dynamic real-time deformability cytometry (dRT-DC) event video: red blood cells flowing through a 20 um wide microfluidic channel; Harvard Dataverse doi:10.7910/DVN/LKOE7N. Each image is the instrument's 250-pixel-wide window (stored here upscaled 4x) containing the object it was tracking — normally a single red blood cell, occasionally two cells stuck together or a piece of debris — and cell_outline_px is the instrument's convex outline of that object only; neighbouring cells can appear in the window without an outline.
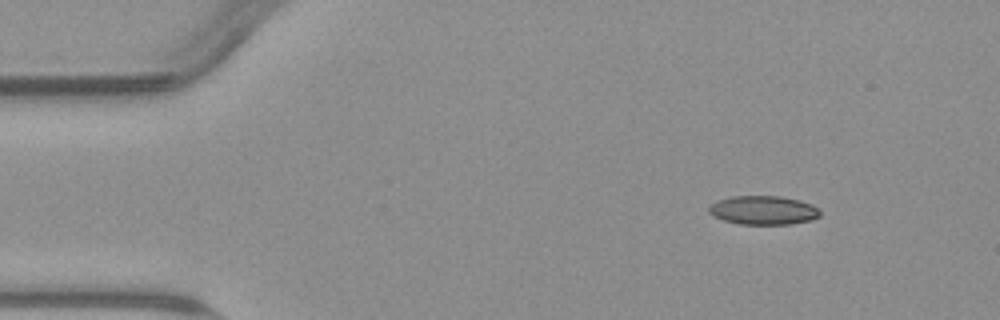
{"species": "common noctule bat (a hibernating species)", "species_latin": "Nyctalus noctula", "temperature_condition": "warm", "stored_images_in_passage": 49, "camera_frame_rate_fps": 3000, "um_per_image_px": 0.085, "animal": {"sex": "male", "body_mass_g": 23.1, "forearm_length_mm": 52.7}, "frame": {"image": 1, "passage_image": 1, "time_ms": 0.0, "image_size_px": [1000, 320], "cell_outline_px": [[820, 216], [812, 220], [792, 224], [740, 224], [724, 220], [712, 216], [708, 212], [708, 208], [716, 200], [732, 196], [780, 196], [800, 200], [812, 204], [820, 212]], "centroid_in_image_um": [64.87, 17.87], "position_along_channel_um": 20.1, "area_um2": 18.79}}
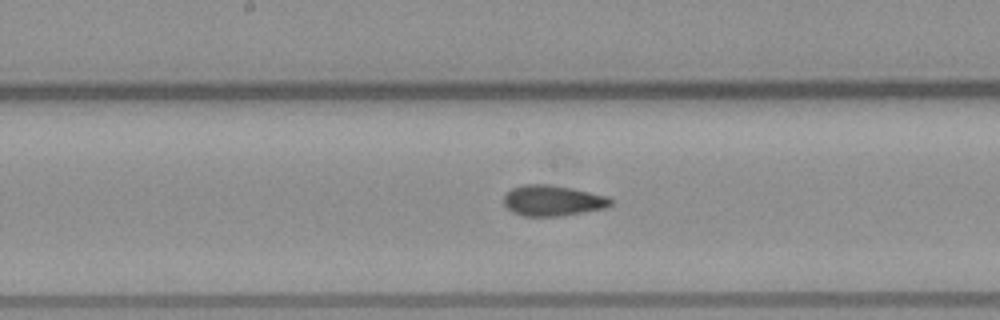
{"frame": {"image": 2, "passage_image": 22, "time_ms": 7.0, "image_size_px": [1000, 320], "cell_outline_px": [[612, 204], [608, 208], [564, 216], [524, 216], [512, 212], [504, 204], [504, 196], [512, 188], [524, 184], [548, 184], [572, 188], [608, 196], [612, 200]], "centroid_in_image_um": [47.01, 17.06], "position_along_channel_um": 201.2, "area_um2": 19.31}}
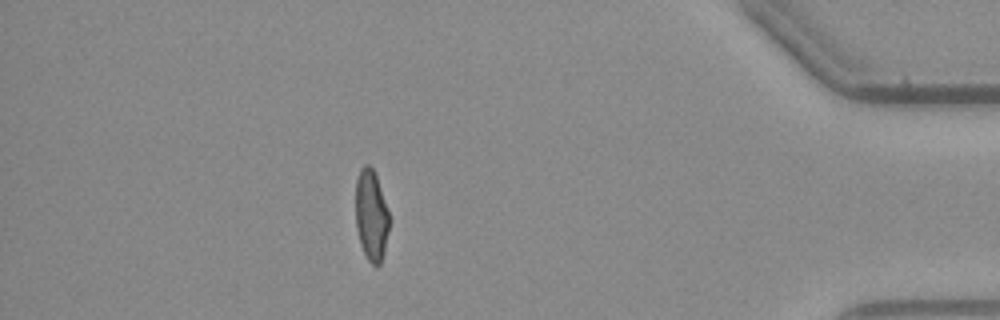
{"frame": {"image": 3, "passage_image": 42, "time_ms": 13.667, "image_size_px": [1000, 320], "cell_outline_px": [[388, 228], [384, 252], [380, 264], [376, 268], [368, 260], [360, 244], [356, 228], [356, 180], [360, 168], [364, 164], [368, 164], [372, 168], [376, 176], [388, 212]], "centroid_in_image_um": [31.53, 18.32], "position_along_channel_um": 403.7, "area_um2": 17.57}, "authors_computed_cell_mechanics": {"area_um2": 19.0162, "velocity_mm_per_s": 3.7958, "shape_relaxation_time_tau1_ms": null, "shape_relaxation_time_tau2_ms": 2.0555, "deformation_change_tau1": null, "deformation_change_tau2": 0.086}}